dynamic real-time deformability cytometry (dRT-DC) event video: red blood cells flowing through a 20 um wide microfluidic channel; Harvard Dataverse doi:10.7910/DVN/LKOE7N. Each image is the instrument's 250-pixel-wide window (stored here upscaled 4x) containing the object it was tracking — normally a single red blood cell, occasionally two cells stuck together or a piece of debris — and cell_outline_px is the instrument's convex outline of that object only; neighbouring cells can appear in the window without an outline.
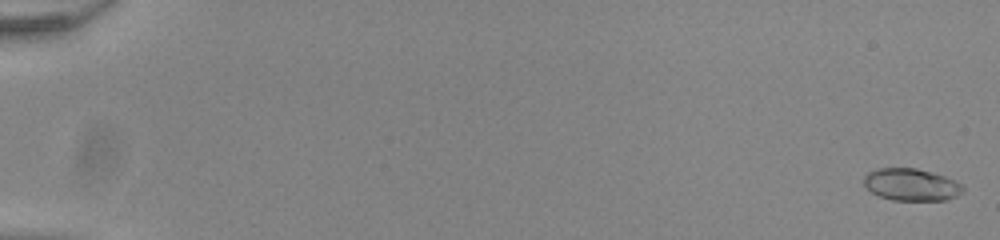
{"species": "common noctule bat (a hibernating species)", "species_latin": "Nyctalus noctula", "temperature_condition": "room temperature", "stored_images_in_passage": 18, "camera_frame_rate_fps": 3000, "um_per_image_px": 0.085, "animal": {"sex": "male", "body_mass_g": 20.0, "forearm_length_mm": 53.3}, "frame": {"image": 1, "passage_image": 2, "time_ms": 0.333, "image_size_px": [1000, 240], "cell_outline_px": [[964, 192], [956, 196], [944, 200], [892, 200], [880, 196], [872, 192], [864, 184], [864, 176], [868, 172], [880, 168], [916, 168], [944, 176], [960, 184], [964, 188]], "centroid_in_image_um": [77.45, 15.7], "position_along_channel_um": 7.6, "area_um2": 18.32}}
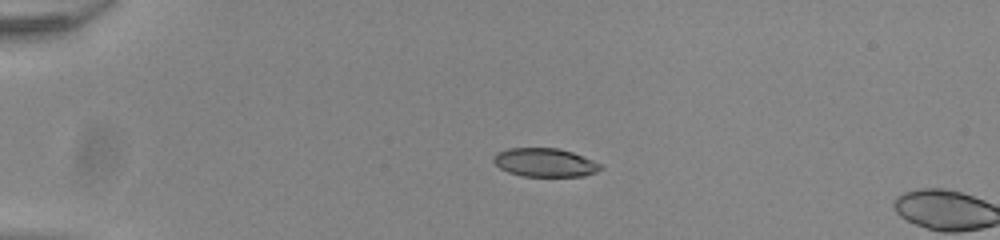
{"frame": {"image": 2, "passage_image": 15, "time_ms": 4.667, "image_size_px": [1000, 240], "cell_outline_px": [[604, 168], [596, 172], [584, 176], [520, 176], [508, 172], [500, 168], [492, 160], [492, 156], [496, 152], [508, 148], [560, 148], [572, 152], [592, 160], [600, 164]], "centroid_in_image_um": [46.29, 13.81], "position_along_channel_um": 38.7, "area_um2": 17.92}}